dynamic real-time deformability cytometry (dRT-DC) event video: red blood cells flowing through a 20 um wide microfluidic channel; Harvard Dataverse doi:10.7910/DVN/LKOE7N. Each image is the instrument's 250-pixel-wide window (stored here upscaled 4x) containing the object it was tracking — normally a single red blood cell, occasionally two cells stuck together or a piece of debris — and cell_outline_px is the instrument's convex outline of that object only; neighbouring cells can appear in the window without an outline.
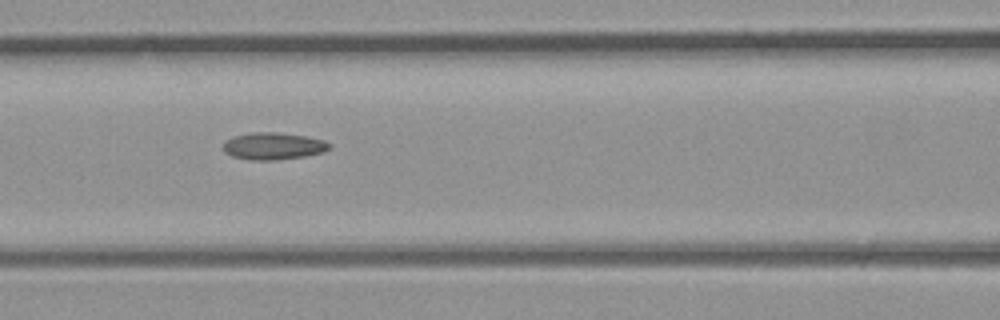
{"species": "common noctule bat (a hibernating species)", "species_latin": "Nyctalus noctula", "temperature_condition": "room temperature", "stored_images_in_passage": 8, "camera_frame_rate_fps": 3000, "um_per_image_px": 0.085, "animal": {"sex": "male", "body_mass_g": 23.1, "forearm_length_mm": 52.7}, "frame": {"image": 1, "passage_image": 7, "time_ms": 2.0, "image_size_px": [1000, 320], "cell_outline_px": [[332, 148], [324, 152], [308, 156], [276, 160], [252, 160], [232, 156], [224, 152], [224, 140], [232, 136], [252, 132], [276, 132], [304, 136], [324, 140], [332, 144]], "centroid_in_image_um": [23.25, 12.42], "position_along_channel_um": 143.3, "area_um2": 16.99}}
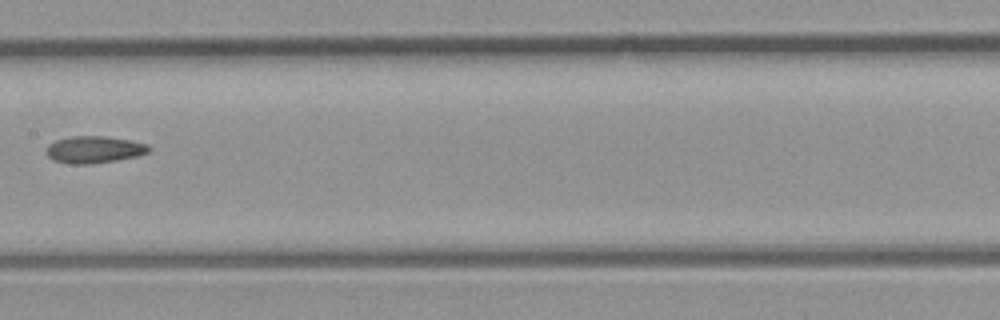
{"frame": {"image": 2, "passage_image": 8, "time_ms": 2.333, "image_size_px": [1000, 320], "cell_outline_px": [[152, 148], [148, 152], [136, 156], [116, 160], [92, 164], [72, 164], [52, 160], [44, 152], [48, 144], [56, 140], [72, 136], [104, 136], [128, 140], [148, 144]], "centroid_in_image_um": [7.97, 12.71], "position_along_channel_um": 199.4, "area_um2": 16.18}}